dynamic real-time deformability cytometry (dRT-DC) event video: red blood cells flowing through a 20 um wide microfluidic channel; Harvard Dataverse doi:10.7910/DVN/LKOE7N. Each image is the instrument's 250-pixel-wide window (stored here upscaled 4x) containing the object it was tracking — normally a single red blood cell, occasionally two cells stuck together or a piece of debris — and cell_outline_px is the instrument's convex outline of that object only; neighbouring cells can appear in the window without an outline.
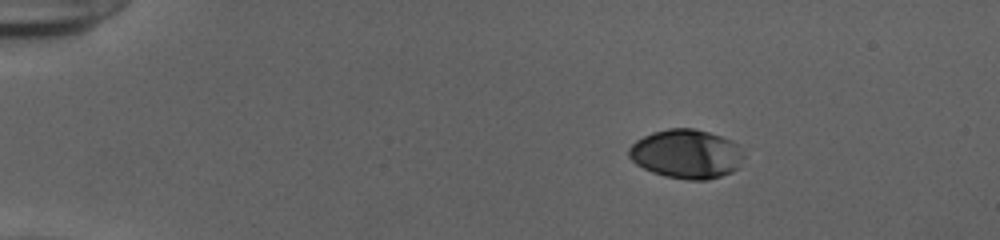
{"species": "human", "species_latin": "Homo sapiens", "temperature_condition": "cold", "stored_images_in_passage": 46, "camera_frame_rate_fps": 3000, "um_per_image_px": 0.085, "donor": {"sex": "female"}, "frame": {"image": 1, "passage_image": 1, "time_ms": 0.0, "image_size_px": [1000, 240], "cell_outline_px": [[744, 156], [740, 168], [732, 172], [708, 180], [688, 180], [664, 176], [652, 172], [636, 164], [628, 156], [628, 148], [636, 140], [652, 132], [668, 128], [696, 128], [732, 140], [736, 144]], "centroid_in_image_um": [58.34, 13.09], "position_along_channel_um": 26.7, "area_um2": 33.06}}
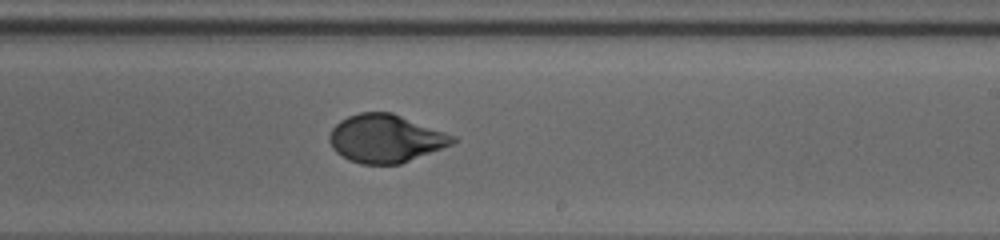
{"frame": {"image": 2, "passage_image": 26, "time_ms": 8.333, "image_size_px": [1000, 240], "cell_outline_px": [[460, 140], [452, 144], [400, 164], [360, 164], [348, 160], [336, 152], [332, 148], [328, 140], [328, 136], [332, 128], [340, 120], [348, 116], [360, 112], [392, 112], [456, 136]], "centroid_in_image_um": [32.76, 11.77], "position_along_channel_um": 256.2, "area_um2": 34.62}}
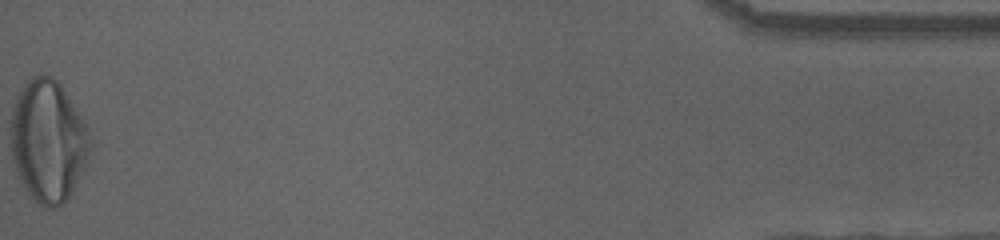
{"frame": {"image": 3, "passage_image": 46, "time_ms": 15.0, "image_size_px": [1000, 240], "cell_outline_px": [[92, 144], [84, 164], [68, 200], [64, 204], [56, 208], [48, 208], [40, 204], [28, 192], [16, 168], [12, 152], [12, 112], [16, 96], [28, 80], [32, 76], [52, 76], [60, 84], [88, 128]], "centroid_in_image_um": [4.1, 11.98], "position_along_channel_um": 431.1, "area_um2": 55.14}, "authors_computed_cell_mechanics": {"area_um2": 34.5933, "velocity_mm_per_s": 3.8898, "shape_relaxation_time_tau1_ms": 4.7939, "shape_relaxation_time_tau2_ms": null, "deformation_change_tau1": 0.2043, "deformation_change_tau2": null}}